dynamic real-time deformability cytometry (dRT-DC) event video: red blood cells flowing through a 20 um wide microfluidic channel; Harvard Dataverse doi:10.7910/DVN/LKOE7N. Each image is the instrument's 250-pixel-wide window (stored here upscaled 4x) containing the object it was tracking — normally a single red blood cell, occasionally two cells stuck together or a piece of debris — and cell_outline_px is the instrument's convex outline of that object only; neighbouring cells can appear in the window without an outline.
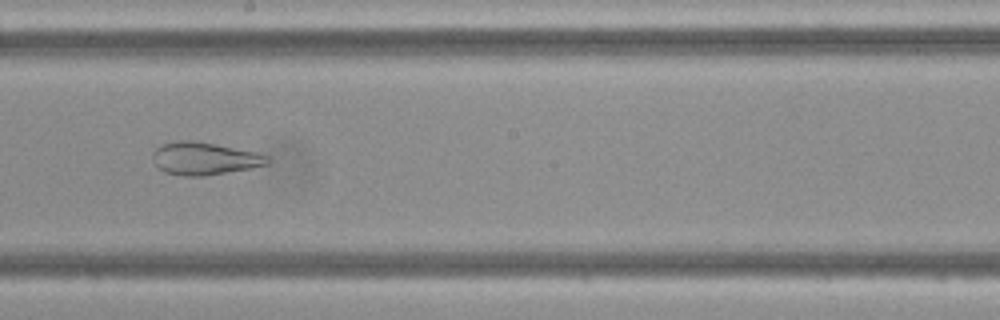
{"species": "Egyptian fruit bat (a non-hibernating species)", "species_latin": "Rousettus aegyptiacus", "temperature_condition": "cold", "stored_images_in_passage": 49, "camera_frame_rate_fps": 3000, "um_per_image_px": 0.085, "frame": {"image": 1, "passage_image": 27, "time_ms": 8.667, "image_size_px": [1000, 320], "cell_outline_px": [[272, 160], [268, 164], [252, 168], [204, 176], [184, 176], [164, 172], [152, 160], [152, 152], [160, 144], [176, 140], [196, 140], [256, 152], [268, 156]], "centroid_in_image_um": [17.37, 13.46], "position_along_channel_um": 230.8, "area_um2": 22.08}}
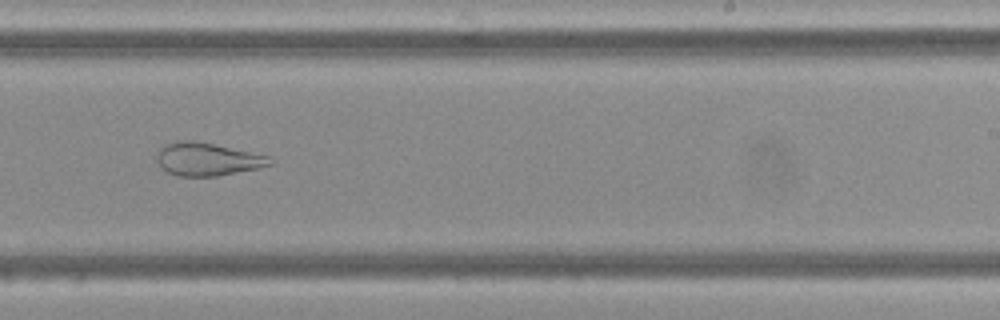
{"frame": {"image": 2, "passage_image": 30, "time_ms": 9.667, "image_size_px": [1000, 320], "cell_outline_px": [[276, 160], [272, 164], [260, 168], [216, 176], [176, 176], [160, 168], [156, 160], [156, 156], [160, 148], [176, 140], [196, 140], [272, 156]], "centroid_in_image_um": [17.66, 13.53], "position_along_channel_um": 271.3, "area_um2": 22.14}}
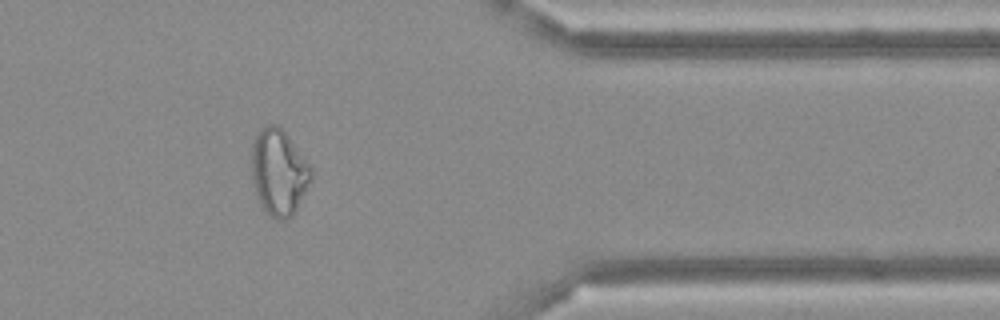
{"frame": {"image": 3, "passage_image": 40, "time_ms": 13.0, "image_size_px": [1000, 320], "cell_outline_px": [[312, 180], [296, 212], [292, 216], [284, 220], [276, 220], [268, 216], [264, 212], [256, 196], [252, 184], [252, 144], [260, 128], [264, 124], [280, 124], [312, 168]], "centroid_in_image_um": [23.7, 14.66], "position_along_channel_um": 387.7, "area_um2": 30.63}}